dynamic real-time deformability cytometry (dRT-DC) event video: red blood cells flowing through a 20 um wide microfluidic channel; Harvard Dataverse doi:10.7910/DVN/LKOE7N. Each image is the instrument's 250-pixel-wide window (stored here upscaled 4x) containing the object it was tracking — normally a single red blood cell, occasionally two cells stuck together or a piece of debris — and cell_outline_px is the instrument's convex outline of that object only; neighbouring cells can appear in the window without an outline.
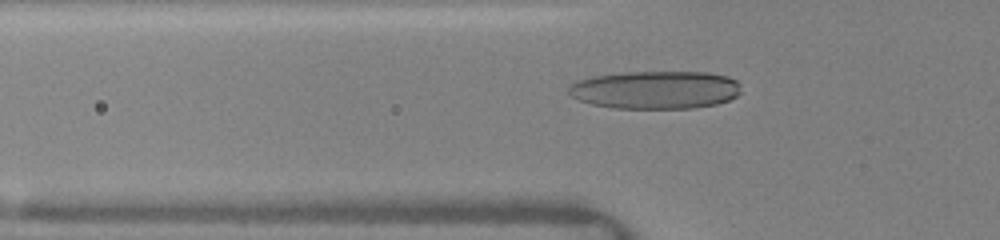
{"species": "human", "species_latin": "Homo sapiens", "temperature_condition": "warm", "stored_images_in_passage": 52, "camera_frame_rate_fps": 3000, "um_per_image_px": 0.085, "donor": {"sex": "female"}, "frame": {"image": 1, "passage_image": 2, "time_ms": 0.333, "image_size_px": [1000, 240], "cell_outline_px": [[740, 92], [736, 96], [728, 100], [716, 104], [692, 108], [612, 108], [592, 104], [580, 100], [572, 96], [568, 92], [568, 88], [576, 80], [592, 76], [624, 72], [708, 72], [728, 76], [736, 80], [740, 84]], "centroid_in_image_um": [55.72, 7.63], "position_along_channel_um": 70.1, "area_um2": 38.32}}
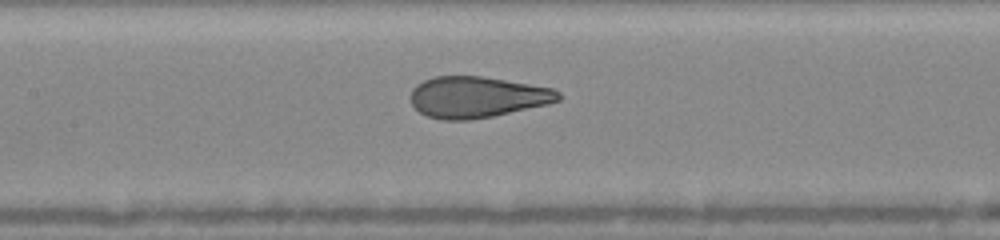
{"frame": {"image": 2, "passage_image": 20, "time_ms": 2.667, "image_size_px": [1000, 240], "cell_outline_px": [[560, 100], [548, 104], [492, 116], [468, 120], [440, 120], [428, 116], [420, 112], [412, 104], [412, 88], [416, 84], [424, 80], [436, 76], [480, 76], [552, 88], [560, 92]], "centroid_in_image_um": [40.54, 8.25], "position_along_channel_um": 166.9, "area_um2": 35.14}}
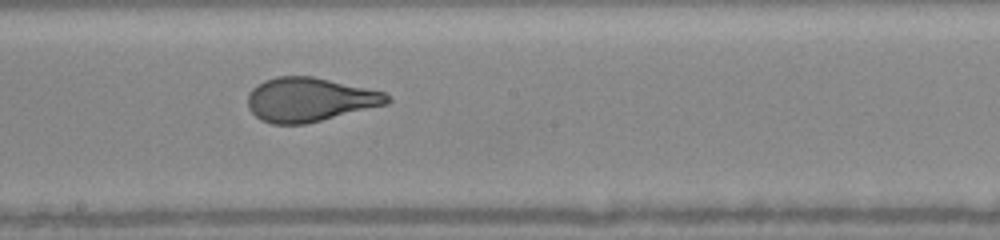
{"frame": {"image": 3, "passage_image": 30, "time_ms": 4.0, "image_size_px": [1000, 240], "cell_outline_px": [[392, 100], [388, 104], [304, 124], [272, 124], [260, 120], [248, 108], [248, 92], [252, 88], [264, 80], [276, 76], [312, 76], [384, 92]], "centroid_in_image_um": [26.28, 8.46], "position_along_channel_um": 221.9, "area_um2": 35.6}}